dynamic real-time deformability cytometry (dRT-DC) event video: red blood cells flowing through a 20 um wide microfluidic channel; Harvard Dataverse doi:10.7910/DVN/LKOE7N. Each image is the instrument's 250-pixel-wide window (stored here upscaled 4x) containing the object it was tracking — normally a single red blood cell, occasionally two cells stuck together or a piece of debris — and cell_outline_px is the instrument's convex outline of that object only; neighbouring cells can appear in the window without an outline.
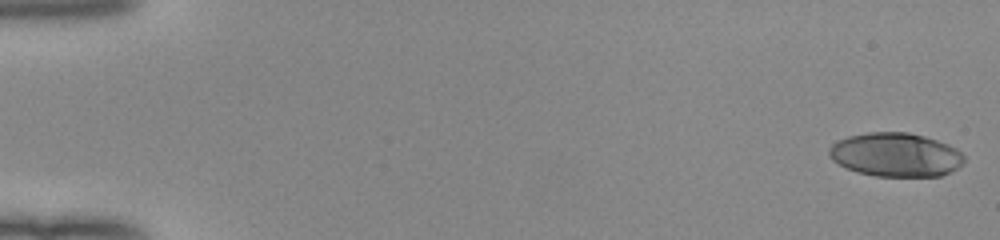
{"species": "human", "species_latin": "Homo sapiens", "temperature_condition": "room temperature", "stored_images_in_passage": 52, "camera_frame_rate_fps": 3000, "um_per_image_px": 0.085, "donor": {"sex": "female"}, "frame": {"image": 1, "passage_image": 1, "time_ms": 0.0, "image_size_px": [1000, 240], "cell_outline_px": [[964, 164], [940, 176], [876, 176], [856, 172], [832, 160], [828, 156], [828, 148], [836, 140], [848, 136], [868, 132], [908, 132], [924, 136], [948, 144], [956, 148], [964, 156]], "centroid_in_image_um": [76.11, 13.14], "position_along_channel_um": 8.9, "area_um2": 34.56}}
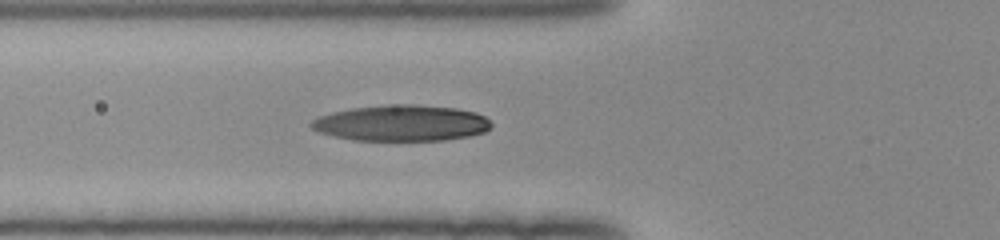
{"frame": {"image": 2, "passage_image": 20, "time_ms": 6.333, "image_size_px": [1000, 240], "cell_outline_px": [[492, 128], [484, 132], [468, 136], [444, 140], [356, 140], [336, 136], [320, 132], [312, 128], [308, 124], [312, 120], [320, 116], [332, 112], [352, 108], [388, 104], [412, 104], [456, 108], [476, 112], [484, 116], [492, 124]], "centroid_in_image_um": [34.14, 10.45], "position_along_channel_um": 91.7, "area_um2": 37.69}}
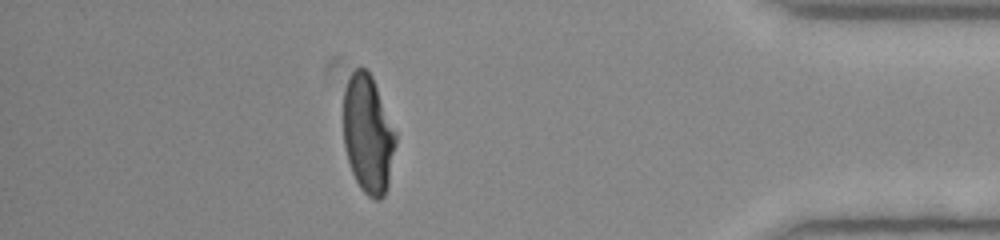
{"frame": {"image": 3, "passage_image": 46, "time_ms": 15.0, "image_size_px": [1000, 240], "cell_outline_px": [[396, 144], [388, 184], [384, 196], [380, 200], [376, 200], [368, 196], [360, 188], [352, 172], [348, 160], [344, 144], [344, 92], [348, 80], [352, 72], [356, 68], [368, 68], [372, 76], [396, 132]], "centroid_in_image_um": [31.29, 11.41], "position_along_channel_um": 403.9, "area_um2": 35.89}, "authors_computed_cell_mechanics": {"area_um2": 36.7319, "velocity_mm_per_s": 4.029, "shape_relaxation_time_tau1_ms": 5.4134, "shape_relaxation_time_tau2_ms": 1.4515, "deformation_change_tau1": 0.246, "deformation_change_tau2": 0.0637}}